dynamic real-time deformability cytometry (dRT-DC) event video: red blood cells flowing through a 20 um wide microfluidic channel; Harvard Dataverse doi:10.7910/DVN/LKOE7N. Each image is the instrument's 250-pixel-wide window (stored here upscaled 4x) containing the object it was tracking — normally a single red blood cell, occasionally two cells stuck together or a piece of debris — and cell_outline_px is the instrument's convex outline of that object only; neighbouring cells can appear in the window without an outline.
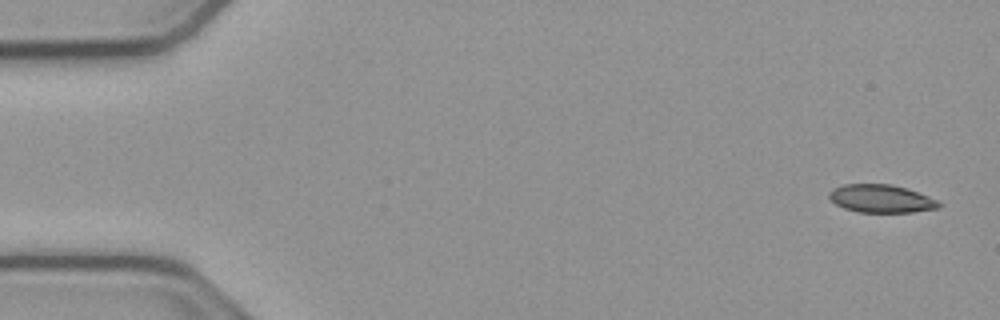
{"species": "common noctule bat (a hibernating species)", "species_latin": "Nyctalus noctula", "temperature_condition": "cold", "stored_images_in_passage": 37, "camera_frame_rate_fps": 3000, "um_per_image_px": 0.085, "animal": {"sex": "male", "body_mass_g": 23.1, "forearm_length_mm": 52.7}, "frame": {"image": 1, "passage_image": 1, "time_ms": 0.0, "image_size_px": [1000, 320], "cell_outline_px": [[940, 208], [912, 212], [856, 212], [844, 208], [836, 204], [828, 196], [828, 192], [832, 188], [844, 184], [888, 184], [904, 188], [928, 196], [936, 200], [940, 204]], "centroid_in_image_um": [74.85, 16.89], "position_along_channel_um": 10.2, "area_um2": 17.74}}
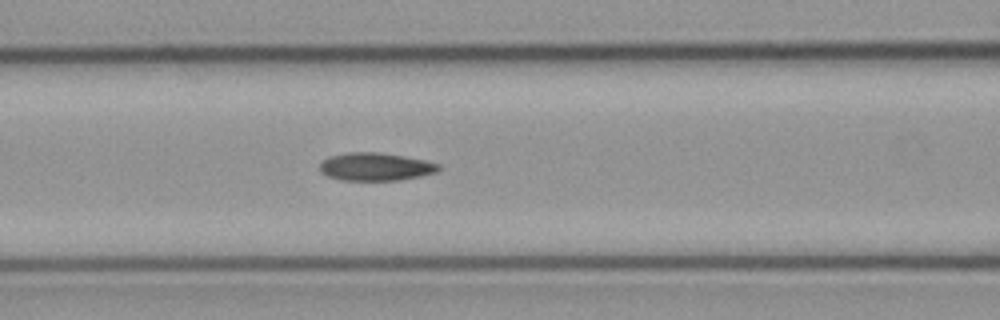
{"frame": {"image": 2, "passage_image": 21, "time_ms": 6.667, "image_size_px": [1000, 320], "cell_outline_px": [[440, 168], [436, 172], [420, 176], [400, 180], [340, 180], [328, 176], [320, 172], [320, 164], [324, 160], [332, 156], [348, 152], [380, 152], [404, 156], [424, 160], [440, 164]], "centroid_in_image_um": [31.93, 14.17], "position_along_channel_um": 134.7, "area_um2": 19.25}}
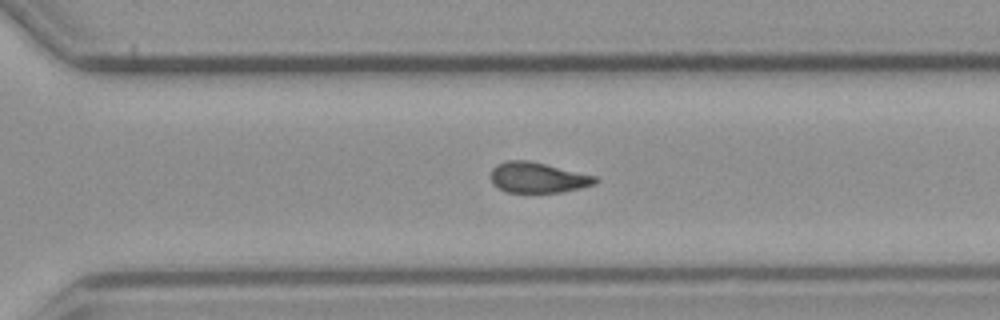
{"frame": {"image": 3, "passage_image": 36, "time_ms": 11.667, "image_size_px": [1000, 320], "cell_outline_px": [[600, 180], [596, 184], [580, 188], [560, 192], [504, 192], [492, 184], [492, 168], [496, 164], [504, 160], [528, 160], [596, 176]], "centroid_in_image_um": [45.7, 15.09], "position_along_channel_um": 324.9, "area_um2": 18.61}}